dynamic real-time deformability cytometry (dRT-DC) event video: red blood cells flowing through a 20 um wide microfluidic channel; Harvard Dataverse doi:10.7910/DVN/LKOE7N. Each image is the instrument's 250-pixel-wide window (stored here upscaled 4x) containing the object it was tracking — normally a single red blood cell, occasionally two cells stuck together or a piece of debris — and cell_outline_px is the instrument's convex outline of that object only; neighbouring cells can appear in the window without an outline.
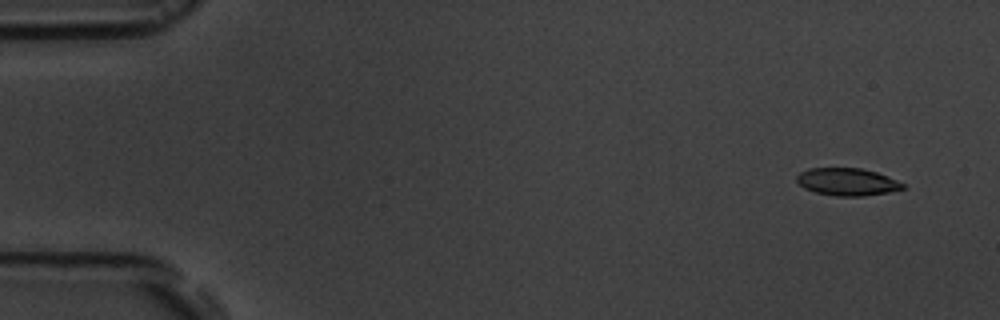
{"species": "common noctule bat (a hibernating species)", "species_latin": "Nyctalus noctula", "temperature_condition": "room temperature", "stored_images_in_passage": 6, "camera_frame_rate_fps": 3000, "um_per_image_px": 0.085, "animal": {"sex": "male", "body_mass_g": 19.5, "forearm_length_mm": 54.6}, "frame": {"image": 1, "passage_image": 1, "time_ms": 0.0, "image_size_px": [1000, 320], "cell_outline_px": [[908, 188], [888, 192], [864, 196], [836, 196], [816, 192], [804, 188], [796, 180], [796, 176], [800, 172], [808, 168], [860, 168], [876, 172], [896, 180], [904, 184]], "centroid_in_image_um": [72.01, 15.46], "position_along_channel_um": 13.0, "area_um2": 16.94}}
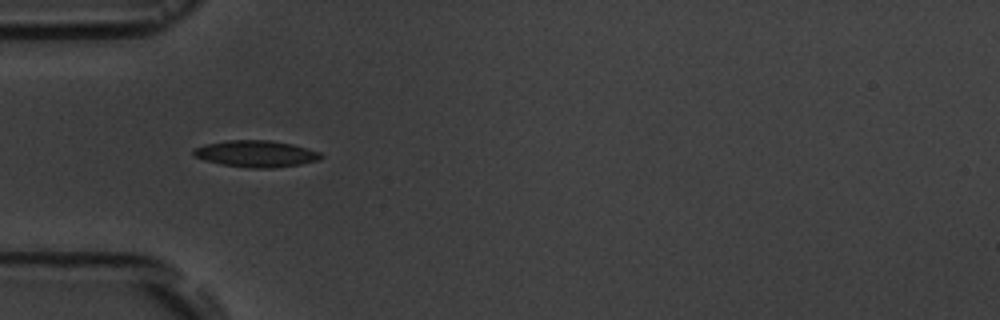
{"frame": {"image": 2, "passage_image": 5, "time_ms": 4.667, "image_size_px": [1000, 320], "cell_outline_px": [[324, 156], [320, 160], [300, 164], [272, 168], [248, 168], [220, 164], [204, 160], [192, 156], [192, 148], [204, 144], [228, 140], [272, 140], [292, 144], [308, 148], [320, 152]], "centroid_in_image_um": [21.73, 13.07], "position_along_channel_um": 63.3, "area_um2": 20.06}}
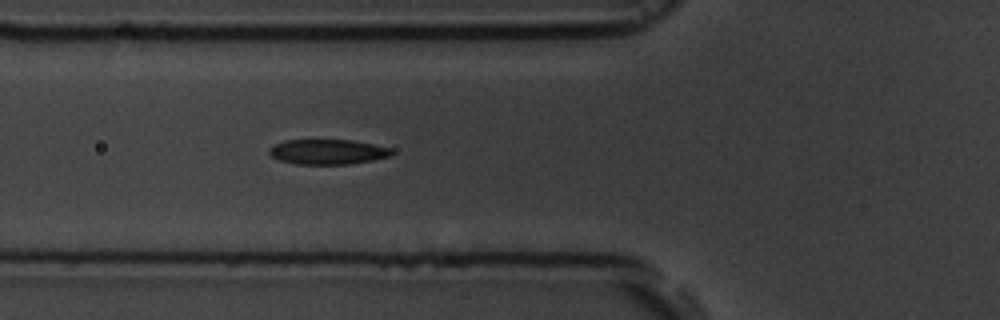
{"frame": {"image": 3, "passage_image": 6, "time_ms": 5.667, "image_size_px": [1000, 320], "cell_outline_px": [[392, 156], [372, 160], [348, 164], [296, 164], [280, 160], [272, 156], [268, 152], [268, 148], [272, 144], [284, 140], [352, 140], [392, 148]], "centroid_in_image_um": [27.82, 12.9], "position_along_channel_um": 98.0, "area_um2": 17.92}}